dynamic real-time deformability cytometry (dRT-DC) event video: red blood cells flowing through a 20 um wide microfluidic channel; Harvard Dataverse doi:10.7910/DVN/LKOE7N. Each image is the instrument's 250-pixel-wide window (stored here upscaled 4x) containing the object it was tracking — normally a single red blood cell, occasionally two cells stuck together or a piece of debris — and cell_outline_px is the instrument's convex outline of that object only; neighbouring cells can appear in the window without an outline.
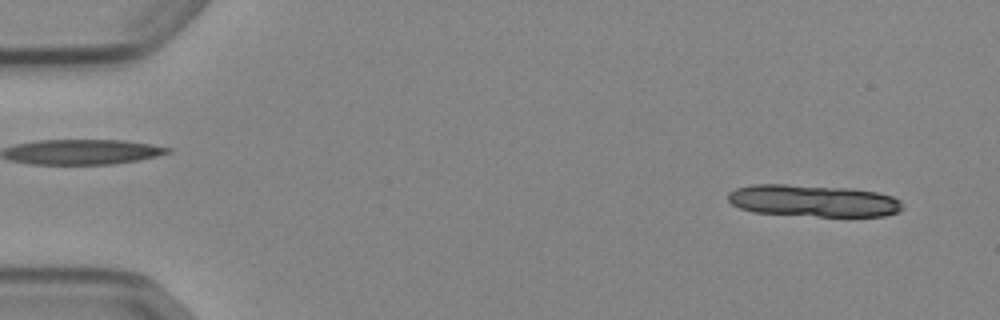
{"species": "Egyptian fruit bat (a non-hibernating species)", "species_latin": "Rousettus aegyptiacus", "temperature_condition": "cold", "stored_images_in_passage": 13, "camera_frame_rate_fps": 3000, "um_per_image_px": 0.085, "animal": {"sex": "female"}, "frame": {"image": 1, "passage_image": 3, "time_ms": 0.667, "image_size_px": [1000, 320], "cell_outline_px": [[904, 208], [900, 212], [884, 216], [816, 216], [756, 212], [740, 208], [732, 204], [728, 200], [728, 192], [736, 188], [752, 184], [784, 184], [852, 188], [876, 192], [892, 196], [900, 200]], "centroid_in_image_um": [69.15, 17.06], "position_along_channel_um": 15.9, "area_um2": 32.6}}